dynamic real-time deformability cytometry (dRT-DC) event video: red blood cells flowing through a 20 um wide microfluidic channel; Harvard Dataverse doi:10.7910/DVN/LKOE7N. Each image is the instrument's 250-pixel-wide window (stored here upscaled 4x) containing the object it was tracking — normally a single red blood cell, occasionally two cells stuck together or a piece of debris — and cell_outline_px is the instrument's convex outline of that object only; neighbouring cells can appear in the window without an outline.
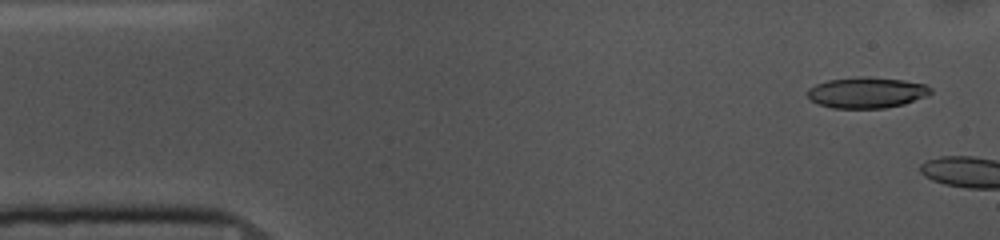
{"species": "common noctule bat (a hibernating species)", "species_latin": "Nyctalus noctula", "temperature_condition": "cold", "stored_images_in_passage": 10, "segment_of_instrument_passage": [2, 2], "camera_frame_rate_fps": 3000, "um_per_image_px": 0.085, "animal": {"sex": "female", "body_mass_g": 10.0, "forearm_length_mm": 53.1}, "frame": {"image": 1, "passage_image": 10, "time_ms": 3.0, "image_size_px": [1000, 240], "cell_outline_px": [[932, 92], [928, 96], [904, 104], [884, 108], [832, 108], [820, 104], [812, 100], [808, 96], [808, 88], [816, 84], [828, 80], [860, 76], [864, 76], [904, 80], [924, 84], [932, 88]], "centroid_in_image_um": [73.7, 7.86], "position_along_channel_um": 11.3, "area_um2": 22.2}}